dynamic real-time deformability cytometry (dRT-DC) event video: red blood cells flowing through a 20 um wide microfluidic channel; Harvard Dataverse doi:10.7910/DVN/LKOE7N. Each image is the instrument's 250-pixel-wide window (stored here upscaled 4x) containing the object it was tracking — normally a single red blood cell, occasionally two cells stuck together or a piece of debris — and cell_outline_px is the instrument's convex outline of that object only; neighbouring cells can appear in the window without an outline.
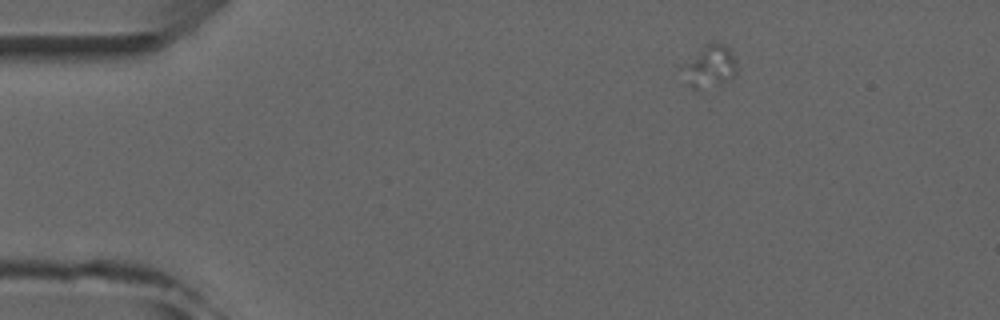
{"species": "common noctule bat (a hibernating species)", "species_latin": "Nyctalus noctula", "temperature_condition": "room temperature", "stored_images_in_passage": 4, "camera_frame_rate_fps": 3000, "um_per_image_px": 0.085, "animal": {"sex": "male", "forearm_length_mm": 52.5}, "frame": {"image": 1, "passage_image": 1, "time_ms": 0.0, "image_size_px": [1000, 320], "cell_outline_px": [[736, 72], [732, 76], [724, 80], [696, 92], [688, 84], [680, 68], [704, 44], [712, 40], [724, 44], [732, 52], [736, 60]], "centroid_in_image_um": [60.29, 5.6], "position_along_channel_um": 24.7, "area_um2": 13.35}}